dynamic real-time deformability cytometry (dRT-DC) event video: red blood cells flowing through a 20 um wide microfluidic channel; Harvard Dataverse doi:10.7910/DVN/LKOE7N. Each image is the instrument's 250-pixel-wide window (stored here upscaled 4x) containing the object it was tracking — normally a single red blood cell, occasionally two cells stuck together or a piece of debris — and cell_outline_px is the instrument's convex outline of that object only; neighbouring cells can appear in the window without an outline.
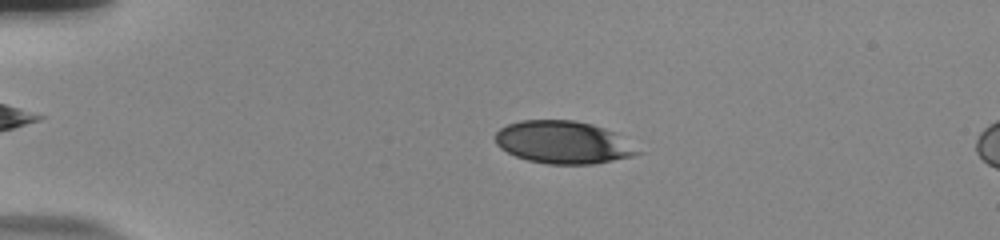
{"species": "human", "species_latin": "Homo sapiens", "temperature_condition": "room temperature", "stored_images_in_passage": 56, "camera_frame_rate_fps": 3000, "um_per_image_px": 0.085, "donor": {"sex": "male"}, "frame": {"image": 1, "passage_image": 13, "time_ms": 4.0, "image_size_px": [1000, 240], "cell_outline_px": [[644, 152], [632, 156], [596, 164], [548, 164], [528, 160], [516, 156], [500, 148], [496, 144], [496, 132], [500, 128], [508, 124], [520, 120], [576, 120], [592, 124], [604, 128], [612, 132]], "centroid_in_image_um": [47.86, 12.1], "position_along_channel_um": 37.1, "area_um2": 35.2}}
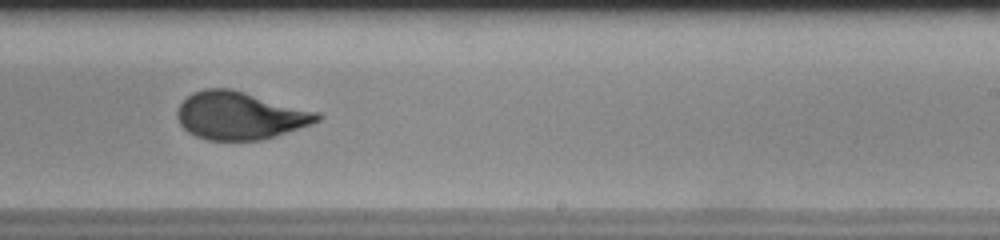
{"frame": {"image": 2, "passage_image": 36, "time_ms": 11.667, "image_size_px": [1000, 240], "cell_outline_px": [[324, 116], [320, 120], [276, 136], [260, 140], [208, 140], [196, 136], [188, 132], [180, 124], [176, 116], [176, 112], [180, 104], [192, 92], [204, 88], [228, 88], [320, 112]], "centroid_in_image_um": [20.38, 9.82], "position_along_channel_um": 268.6, "area_um2": 38.78}}
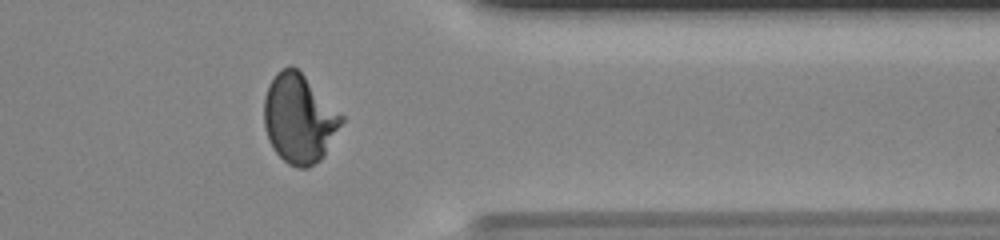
{"frame": {"image": 3, "passage_image": 46, "time_ms": 15.0, "image_size_px": [1000, 240], "cell_outline_px": [[344, 120], [324, 156], [320, 160], [308, 168], [296, 168], [288, 164], [272, 148], [268, 140], [264, 128], [264, 96], [268, 84], [276, 72], [280, 68], [292, 64], [344, 116]], "centroid_in_image_um": [25.4, 10.09], "position_along_channel_um": 386.0, "area_um2": 40.29}}